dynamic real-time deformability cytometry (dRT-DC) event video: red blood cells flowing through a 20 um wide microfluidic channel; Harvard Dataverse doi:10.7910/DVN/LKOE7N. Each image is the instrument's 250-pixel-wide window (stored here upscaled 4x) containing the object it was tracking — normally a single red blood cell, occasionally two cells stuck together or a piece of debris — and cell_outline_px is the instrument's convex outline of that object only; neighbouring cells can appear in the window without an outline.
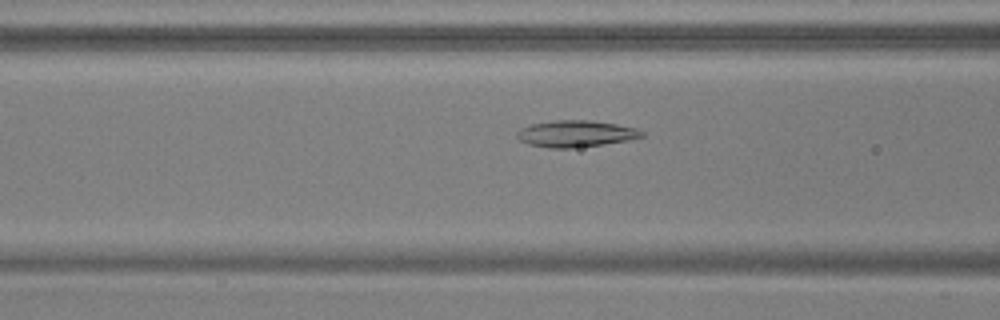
{"species": "common noctule bat (a hibernating species)", "species_latin": "Nyctalus noctula", "temperature_condition": "warm", "stored_images_in_passage": 40, "camera_frame_rate_fps": 3000, "um_per_image_px": 0.085, "animal": {"sex": "male", "body_mass_g": 17.9, "forearm_length_mm": 54.2}, "frame": {"image": 1, "passage_image": 8, "time_ms": 2.333, "image_size_px": [1000, 320], "cell_outline_px": [[644, 136], [628, 140], [604, 144], [572, 148], [548, 148], [528, 144], [520, 140], [516, 136], [516, 132], [520, 128], [532, 124], [556, 120], [588, 120], [616, 124], [636, 128], [644, 132]], "centroid_in_image_um": [48.92, 11.37], "position_along_channel_um": 117.7, "area_um2": 19.31}}
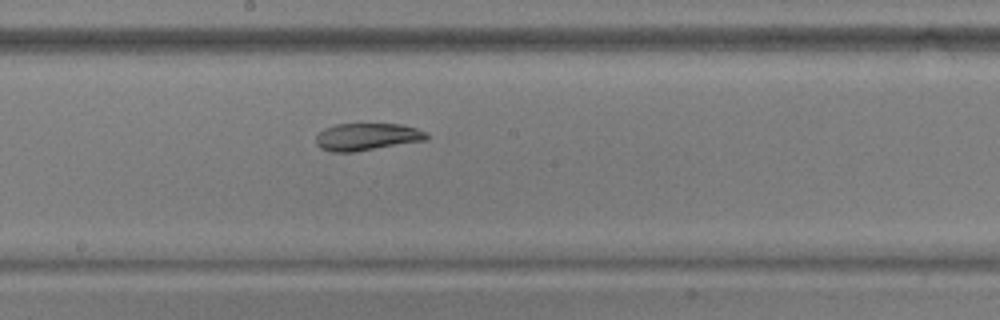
{"frame": {"image": 2, "passage_image": 16, "time_ms": 5.0, "image_size_px": [1000, 320], "cell_outline_px": [[428, 136], [424, 140], [352, 152], [332, 152], [320, 148], [316, 144], [316, 136], [324, 128], [336, 124], [400, 124], [416, 128], [428, 132]], "centroid_in_image_um": [31.16, 11.62], "position_along_channel_um": 217.0, "area_um2": 17.4}}
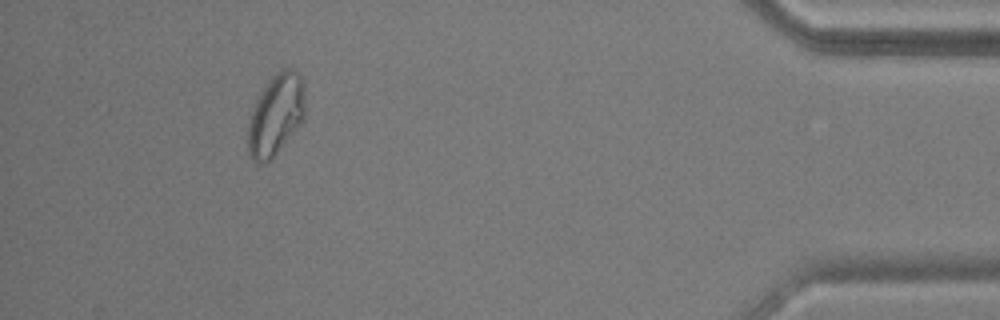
{"frame": {"image": 3, "passage_image": 36, "time_ms": 11.667, "image_size_px": [1000, 320], "cell_outline_px": [[304, 120], [276, 152], [264, 164], [260, 164], [252, 160], [248, 152], [248, 124], [252, 108], [260, 92], [272, 76], [280, 68], [288, 68], [296, 72], [304, 80]], "centroid_in_image_um": [23.44, 9.73], "position_along_channel_um": 411.8, "area_um2": 26.88}, "authors_computed_cell_mechanics": {"area_um2": 19.5364, "velocity_mm_per_s": 3.723, "shape_relaxation_time_tau1_ms": null, "shape_relaxation_time_tau2_ms": 3.3354, "deformation_change_tau1": null, "deformation_change_tau2": 0.0759}}